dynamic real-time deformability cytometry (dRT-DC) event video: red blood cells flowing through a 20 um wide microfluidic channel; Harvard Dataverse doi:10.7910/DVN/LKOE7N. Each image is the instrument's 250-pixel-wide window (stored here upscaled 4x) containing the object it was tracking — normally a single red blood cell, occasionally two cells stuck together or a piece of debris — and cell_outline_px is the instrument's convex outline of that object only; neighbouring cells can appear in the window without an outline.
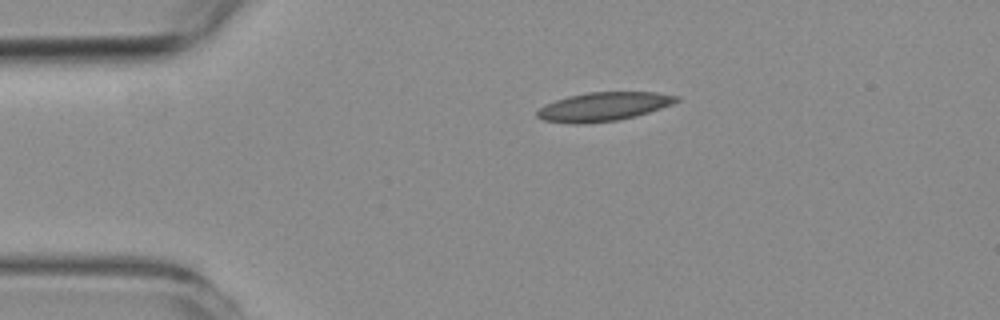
{"species": "common noctule bat (a hibernating species)", "species_latin": "Nyctalus noctula", "temperature_condition": "room temperature", "stored_images_in_passage": 44, "camera_frame_rate_fps": 3000, "um_per_image_px": 0.085, "animal": {"sex": "female", "body_mass_g": 19.3, "forearm_length_mm": 54.1}, "frame": {"image": 1, "passage_image": 1, "time_ms": 0.0, "image_size_px": [1000, 320], "cell_outline_px": [[680, 100], [672, 104], [636, 116], [616, 120], [584, 124], [572, 124], [544, 120], [536, 116], [536, 112], [544, 104], [568, 96], [588, 92], [656, 92], [680, 96]], "centroid_in_image_um": [51.29, 9.06], "position_along_channel_um": 33.7, "area_um2": 23.35}}
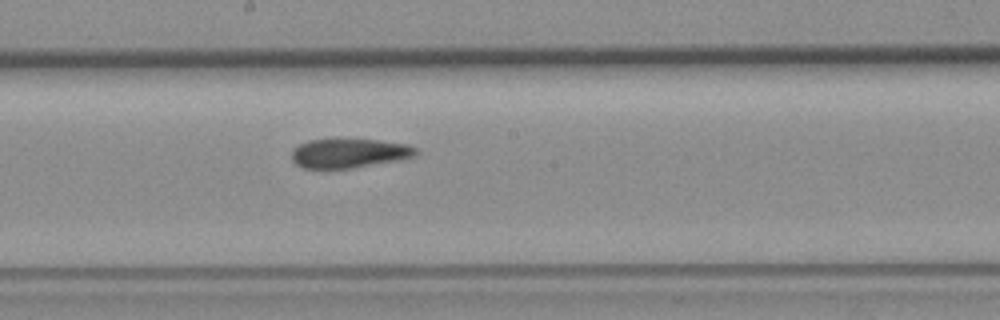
{"frame": {"image": 2, "passage_image": 19, "time_ms": 6.0, "image_size_px": [1000, 320], "cell_outline_px": [[416, 156], [396, 160], [352, 168], [304, 168], [296, 164], [292, 160], [292, 148], [308, 140], [336, 136], [380, 140], [408, 144], [416, 148]], "centroid_in_image_um": [29.63, 12.96], "position_along_channel_um": 218.6, "area_um2": 21.91}}
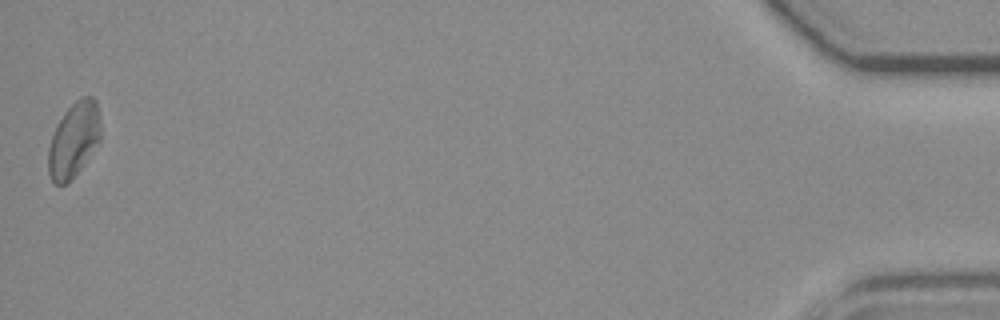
{"frame": {"image": 3, "passage_image": 44, "time_ms": 14.333, "image_size_px": [1000, 320], "cell_outline_px": [[100, 140], [80, 168], [68, 184], [56, 184], [52, 180], [48, 172], [48, 148], [52, 136], [64, 112], [80, 96], [92, 96], [96, 100], [100, 120]], "centroid_in_image_um": [6.27, 11.87], "position_along_channel_um": 428.9, "area_um2": 22.6}, "authors_computed_cell_mechanics": {"area_um2": 22.542, "velocity_mm_per_s": 3.7508, "shape_relaxation_time_tau1_ms": null, "shape_relaxation_time_tau2_ms": 4.8675, "deformation_change_tau1": null, "deformation_change_tau2": 0.1105}}